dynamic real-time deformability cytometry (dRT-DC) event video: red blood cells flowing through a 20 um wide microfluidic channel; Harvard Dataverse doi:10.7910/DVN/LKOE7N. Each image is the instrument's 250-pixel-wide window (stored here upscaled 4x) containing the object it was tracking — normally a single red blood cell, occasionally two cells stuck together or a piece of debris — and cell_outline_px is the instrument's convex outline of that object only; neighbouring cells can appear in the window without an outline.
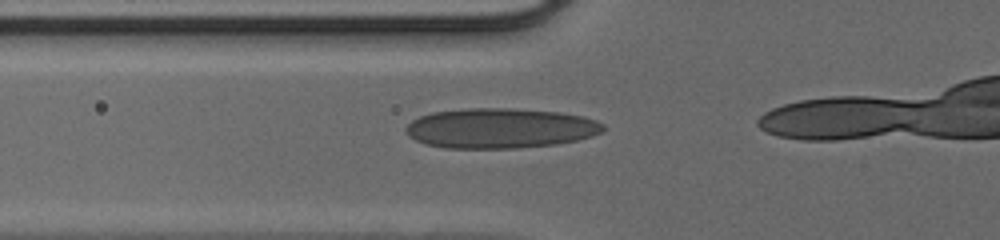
{"species": "human", "species_latin": "Homo sapiens", "temperature_condition": "cold", "stored_images_in_passage": 14, "camera_frame_rate_fps": 3000, "um_per_image_px": 0.085, "donor": {"sex": "male"}, "frame": {"image": 1, "passage_image": 7, "time_ms": 2.0, "image_size_px": [1000, 240], "cell_outline_px": [[604, 128], [600, 132], [592, 136], [576, 140], [556, 144], [516, 148], [444, 148], [424, 144], [408, 136], [404, 132], [404, 128], [412, 120], [420, 116], [432, 112], [468, 108], [508, 108], [560, 112], [584, 116], [596, 120], [604, 124]], "centroid_in_image_um": [42.48, 10.9], "position_along_channel_um": 83.3, "area_um2": 46.24}}
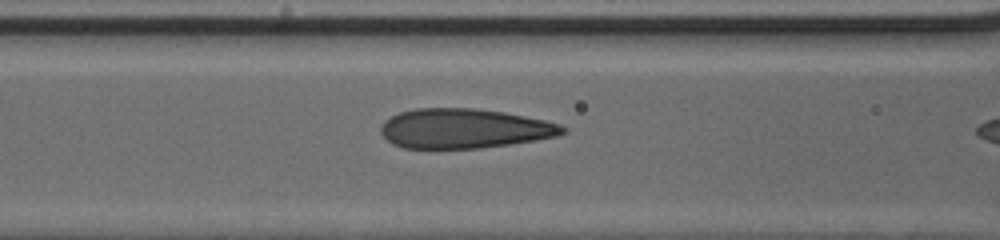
{"frame": {"image": 2, "passage_image": 10, "time_ms": 3.0, "image_size_px": [1000, 240], "cell_outline_px": [[568, 132], [560, 136], [536, 140], [480, 148], [404, 148], [392, 144], [380, 132], [380, 128], [384, 120], [400, 112], [416, 108], [472, 108], [504, 112], [544, 120], [560, 124], [568, 128]], "centroid_in_image_um": [39.48, 10.92], "position_along_channel_um": 127.1, "area_um2": 42.08}}
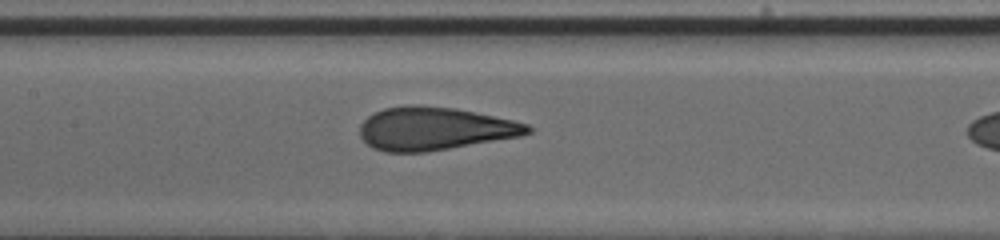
{"frame": {"image": 3, "passage_image": 13, "time_ms": 4.0, "image_size_px": [1000, 240], "cell_outline_px": [[532, 132], [520, 136], [424, 152], [384, 152], [372, 148], [360, 136], [360, 124], [372, 112], [384, 108], [412, 104], [416, 104], [456, 108], [512, 120], [528, 124], [532, 128]], "centroid_in_image_um": [36.89, 10.92], "position_along_channel_um": 170.5, "area_um2": 42.02}}